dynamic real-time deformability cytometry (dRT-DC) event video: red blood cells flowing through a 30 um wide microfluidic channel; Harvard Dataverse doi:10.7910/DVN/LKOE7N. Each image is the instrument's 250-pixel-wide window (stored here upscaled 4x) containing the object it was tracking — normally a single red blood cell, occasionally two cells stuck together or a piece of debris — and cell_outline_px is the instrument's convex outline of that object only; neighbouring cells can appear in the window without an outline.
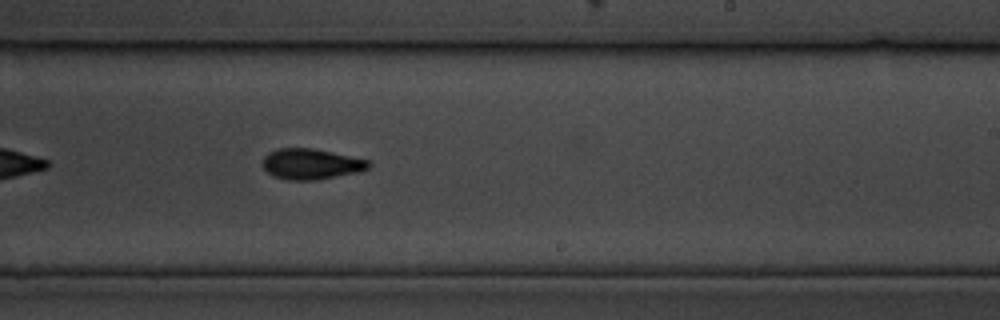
{"species": "common noctule bat (a hibernating species)", "species_latin": "Nyctalus noctula", "temperature_condition": "cold", "stored_images_in_passage": 30, "camera_frame_rate_fps": 3000, "um_per_image_px": 0.085, "animal": {"sex": "male", "body_mass_g": 19.5, "forearm_length_mm": 54.6}, "frame": {"image": 1, "passage_image": 18, "time_ms": 5.667, "image_size_px": [1000, 320], "cell_outline_px": [[372, 164], [368, 168], [356, 172], [316, 180], [288, 180], [272, 176], [264, 168], [264, 156], [268, 152], [280, 148], [312, 148], [368, 160]], "centroid_in_image_um": [26.41, 13.94], "position_along_channel_um": 262.6, "area_um2": 18.67}}
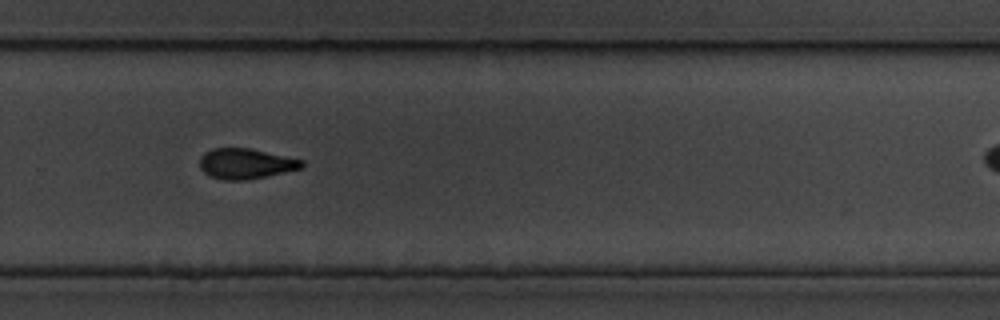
{"frame": {"image": 2, "passage_image": 22, "time_ms": 7.0, "image_size_px": [1000, 320], "cell_outline_px": [[304, 168], [244, 180], [224, 180], [208, 176], [200, 168], [200, 156], [204, 152], [212, 148], [248, 148], [304, 160]], "centroid_in_image_um": [20.86, 13.91], "position_along_channel_um": 308.9, "area_um2": 18.03}}